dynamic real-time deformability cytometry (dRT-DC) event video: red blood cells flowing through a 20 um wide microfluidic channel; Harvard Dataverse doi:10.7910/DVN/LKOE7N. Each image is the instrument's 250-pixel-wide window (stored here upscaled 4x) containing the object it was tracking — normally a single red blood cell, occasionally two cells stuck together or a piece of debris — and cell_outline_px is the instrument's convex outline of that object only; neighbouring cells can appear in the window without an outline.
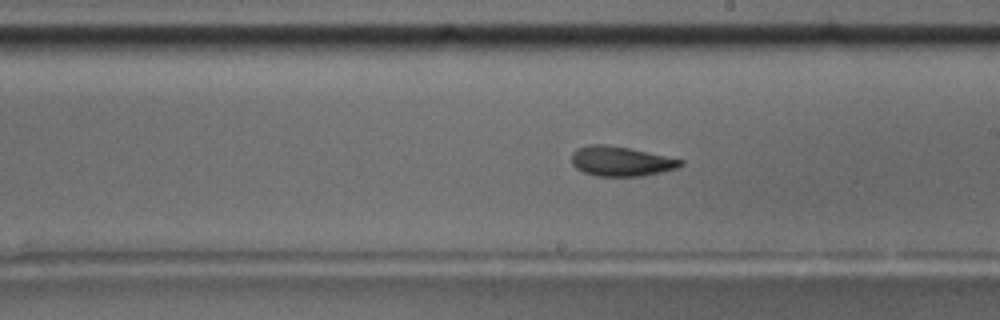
{"species": "common noctule bat (a hibernating species)", "species_latin": "Nyctalus noctula", "temperature_condition": "room temperature", "stored_images_in_passage": 55, "camera_frame_rate_fps": 3000, "um_per_image_px": 0.085, "animal": {"sex": "male", "body_mass_g": 17.5, "forearm_length_mm": 52.3}, "frame": {"image": 1, "passage_image": 32, "time_ms": 10.333, "image_size_px": [1000, 320], "cell_outline_px": [[684, 164], [676, 168], [644, 176], [596, 176], [584, 172], [576, 168], [572, 164], [572, 152], [576, 148], [588, 144], [604, 144], [628, 148], [684, 160]], "centroid_in_image_um": [52.74, 13.7], "position_along_channel_um": 236.3, "area_um2": 18.84}, "authors_computed_cell_mechanics": {"area_um2": 19.2474, "velocity_mm_per_s": 3.721, "shape_relaxation_time_tau1_ms": null, "shape_relaxation_time_tau2_ms": 3.4831, "deformation_change_tau1": null, "deformation_change_tau2": 0.1038}}